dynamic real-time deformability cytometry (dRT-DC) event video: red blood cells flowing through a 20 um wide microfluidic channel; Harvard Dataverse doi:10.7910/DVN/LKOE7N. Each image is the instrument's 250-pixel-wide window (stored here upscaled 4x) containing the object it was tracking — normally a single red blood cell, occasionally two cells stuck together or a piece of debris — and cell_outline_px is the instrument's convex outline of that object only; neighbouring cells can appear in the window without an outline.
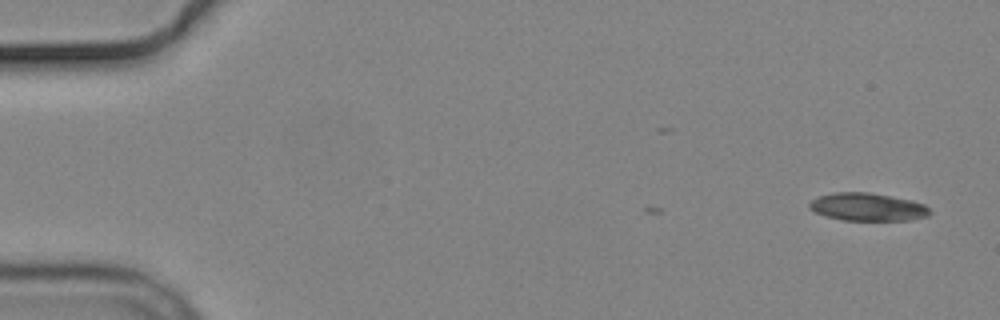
{"species": "common noctule bat (a hibernating species)", "species_latin": "Nyctalus noctula", "temperature_condition": "cold", "stored_images_in_passage": 2, "camera_frame_rate_fps": 3000, "um_per_image_px": 0.085, "animal": {"sex": "male", "body_mass_g": 19.2, "forearm_length_mm": 51.8}, "frame": {"image": 1, "passage_image": 2, "time_ms": 2.0, "image_size_px": [1000, 320], "cell_outline_px": [[932, 212], [928, 216], [908, 220], [844, 220], [828, 216], [816, 212], [808, 208], [808, 204], [812, 200], [820, 196], [836, 192], [868, 192], [908, 200], [924, 204]], "centroid_in_image_um": [73.74, 17.59], "position_along_channel_um": 11.3, "area_um2": 19.19}}